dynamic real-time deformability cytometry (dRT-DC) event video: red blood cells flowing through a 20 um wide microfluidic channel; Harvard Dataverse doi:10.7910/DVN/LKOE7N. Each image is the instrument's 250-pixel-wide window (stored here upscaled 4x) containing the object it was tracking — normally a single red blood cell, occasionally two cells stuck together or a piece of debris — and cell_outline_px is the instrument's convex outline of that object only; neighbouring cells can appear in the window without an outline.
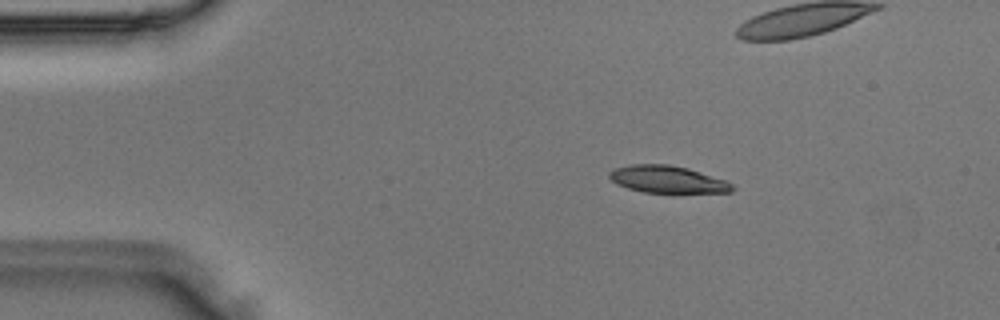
{"species": "Egyptian fruit bat (a non-hibernating species)", "species_latin": "Rousettus aegyptiacus", "temperature_condition": "room temperature", "stored_images_in_passage": 49, "camera_frame_rate_fps": 3000, "um_per_image_px": 0.085, "animal": {"sex": "male"}, "frame": {"image": 1, "passage_image": 8, "time_ms": 2.333, "image_size_px": [1000, 320], "cell_outline_px": [[736, 188], [732, 192], [644, 192], [628, 188], [616, 184], [608, 176], [608, 172], [612, 168], [628, 164], [668, 164], [688, 168], [728, 180]], "centroid_in_image_um": [56.73, 15.23], "position_along_channel_um": 28.3, "area_um2": 19.65}}
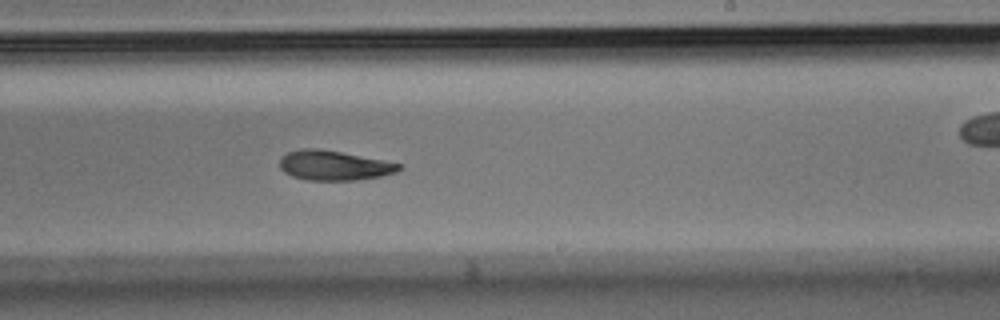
{"frame": {"image": 2, "passage_image": 29, "time_ms": 9.333, "image_size_px": [1000, 320], "cell_outline_px": [[404, 168], [396, 172], [380, 176], [352, 180], [308, 180], [292, 176], [284, 172], [280, 168], [280, 156], [288, 152], [304, 148], [316, 148], [340, 152], [404, 164]], "centroid_in_image_um": [28.39, 14.06], "position_along_channel_um": 260.6, "area_um2": 20.58}}
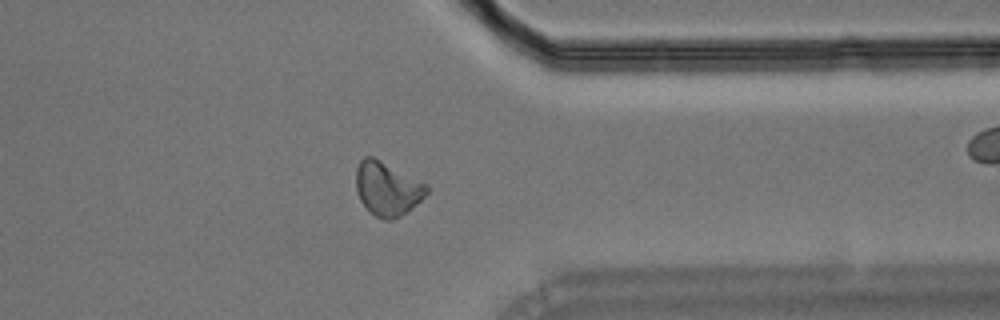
{"frame": {"image": 3, "passage_image": 38, "time_ms": 12.333, "image_size_px": [1000, 320], "cell_outline_px": [[428, 192], [416, 204], [400, 216], [392, 220], [384, 220], [368, 212], [360, 200], [356, 188], [356, 168], [360, 160], [364, 156], [372, 156], [428, 184]], "centroid_in_image_um": [32.9, 16.04], "position_along_channel_um": 378.5, "area_um2": 22.14}}